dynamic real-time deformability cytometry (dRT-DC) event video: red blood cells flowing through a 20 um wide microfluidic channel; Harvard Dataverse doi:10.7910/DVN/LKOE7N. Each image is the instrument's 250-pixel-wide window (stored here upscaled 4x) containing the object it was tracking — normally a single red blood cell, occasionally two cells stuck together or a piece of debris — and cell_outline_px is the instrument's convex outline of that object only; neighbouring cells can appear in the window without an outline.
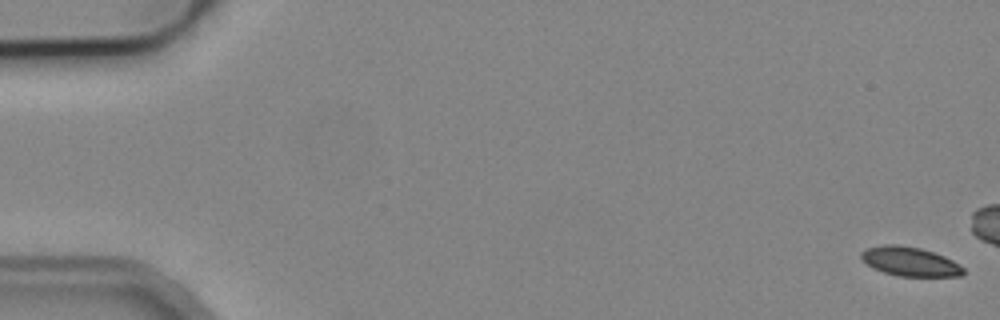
{"species": "common noctule bat (a hibernating species)", "species_latin": "Nyctalus noctula", "temperature_condition": "cold", "stored_images_in_passage": 5, "camera_frame_rate_fps": 3000, "um_per_image_px": 0.085, "animal": {"sex": "male", "body_mass_g": 19.2, "forearm_length_mm": 51.8}, "frame": {"image": 1, "passage_image": 1, "time_ms": 0.0, "image_size_px": [1000, 320], "cell_outline_px": [[964, 276], [896, 276], [872, 268], [860, 256], [860, 252], [868, 248], [884, 244], [896, 244], [920, 248], [944, 256], [952, 260], [964, 268]], "centroid_in_image_um": [77.35, 22.23], "position_along_channel_um": 7.7, "area_um2": 17.28}}